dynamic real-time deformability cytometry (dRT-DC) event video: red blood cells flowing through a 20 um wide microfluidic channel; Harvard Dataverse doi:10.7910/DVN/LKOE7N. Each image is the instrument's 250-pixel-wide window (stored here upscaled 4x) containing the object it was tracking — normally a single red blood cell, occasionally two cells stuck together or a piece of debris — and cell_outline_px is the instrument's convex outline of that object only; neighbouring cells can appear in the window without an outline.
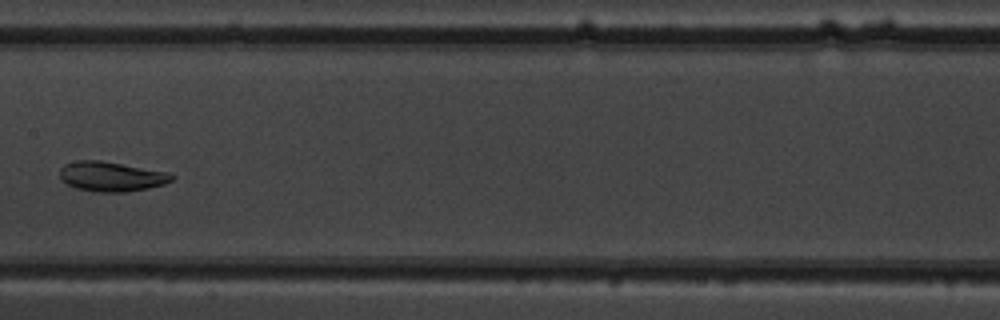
{"species": "common noctule bat (a hibernating species)", "species_latin": "Nyctalus noctula", "temperature_condition": "warm", "stored_images_in_passage": 7, "camera_frame_rate_fps": 3000, "um_per_image_px": 0.085, "animal": {"sex": "male", "body_mass_g": 19.5, "forearm_length_mm": 54.6}, "frame": {"image": 1, "passage_image": 7, "time_ms": 6.667, "image_size_px": [1000, 320], "cell_outline_px": [[176, 176], [172, 180], [164, 184], [148, 188], [128, 192], [96, 192], [76, 188], [60, 180], [60, 168], [64, 164], [76, 160], [100, 160], [168, 172]], "centroid_in_image_um": [9.45, 15.0], "position_along_channel_um": 198.0, "area_um2": 19.54}}